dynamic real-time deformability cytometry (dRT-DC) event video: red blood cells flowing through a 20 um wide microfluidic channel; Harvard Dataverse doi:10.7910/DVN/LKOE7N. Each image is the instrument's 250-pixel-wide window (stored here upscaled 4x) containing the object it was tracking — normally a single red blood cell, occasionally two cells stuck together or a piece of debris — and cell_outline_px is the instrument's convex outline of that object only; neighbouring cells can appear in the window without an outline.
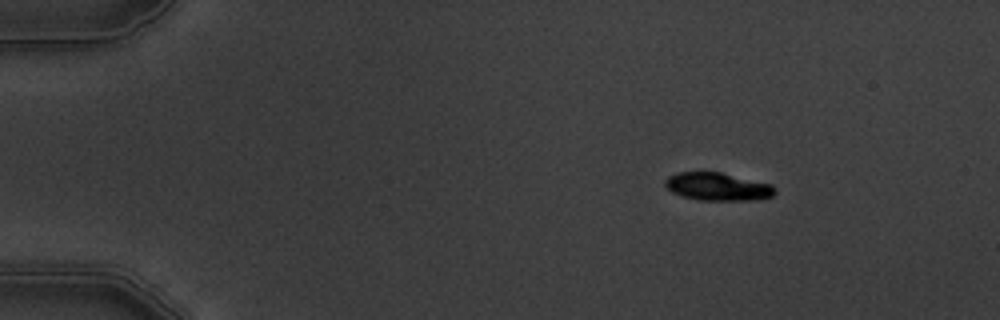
{"species": "common noctule bat (a hibernating species)", "species_latin": "Nyctalus noctula", "temperature_condition": "warm", "stored_images_in_passage": 5, "camera_frame_rate_fps": 3000, "um_per_image_px": 0.085, "animal": {"sex": "male", "body_mass_g": 19.5, "forearm_length_mm": 54.6}, "frame": {"image": 1, "passage_image": 2, "time_ms": 1.333, "image_size_px": [1000, 320], "cell_outline_px": [[776, 192], [772, 196], [756, 200], [700, 200], [684, 196], [672, 192], [664, 184], [664, 180], [668, 176], [676, 172], [720, 172], [772, 184], [776, 188]], "centroid_in_image_um": [61.01, 15.86], "position_along_channel_um": 24.0, "area_um2": 17.86}}
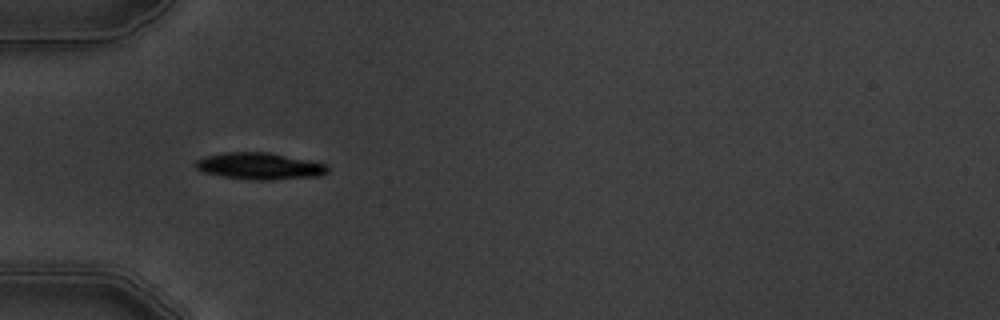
{"frame": {"image": 2, "passage_image": 5, "time_ms": 4.667, "image_size_px": [1000, 320], "cell_outline_px": [[328, 172], [320, 176], [264, 180], [252, 180], [224, 176], [204, 172], [196, 168], [196, 160], [208, 156], [224, 152], [268, 152], [328, 164]], "centroid_in_image_um": [22.1, 14.11], "position_along_channel_um": 62.9, "area_um2": 20.35}}